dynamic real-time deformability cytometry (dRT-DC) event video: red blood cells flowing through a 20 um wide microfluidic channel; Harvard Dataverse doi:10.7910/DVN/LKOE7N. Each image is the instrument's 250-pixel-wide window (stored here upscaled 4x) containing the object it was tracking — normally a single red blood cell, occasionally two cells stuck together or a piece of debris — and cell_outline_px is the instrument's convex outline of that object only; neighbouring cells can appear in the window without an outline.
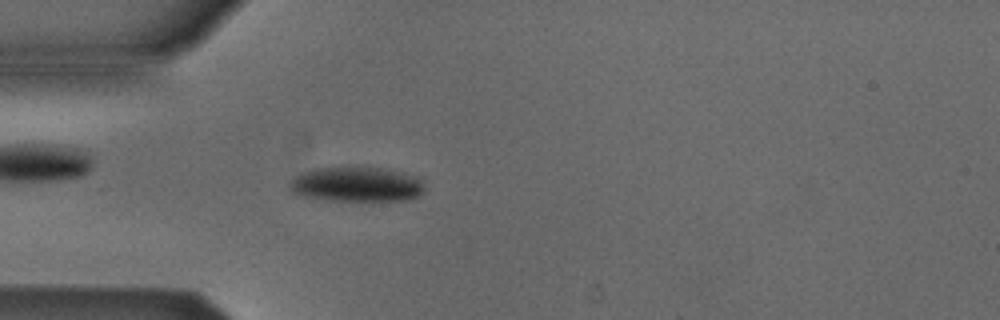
{"species": "Egyptian fruit bat (a non-hibernating species)", "species_latin": "Rousettus aegyptiacus", "temperature_condition": "cold", "stored_images_in_passage": 39, "camera_frame_rate_fps": 3000, "um_per_image_px": 0.085, "animal": {"sex": "male"}, "frame": {"image": 1, "passage_image": 7, "time_ms": 2.0, "image_size_px": [1000, 320], "cell_outline_px": [[424, 188], [416, 196], [404, 200], [328, 200], [308, 196], [292, 192], [288, 188], [288, 184], [296, 176], [304, 172], [316, 168], [388, 168], [420, 176], [424, 180]], "centroid_in_image_um": [30.37, 15.66], "position_along_channel_um": 54.6, "area_um2": 27.11}}
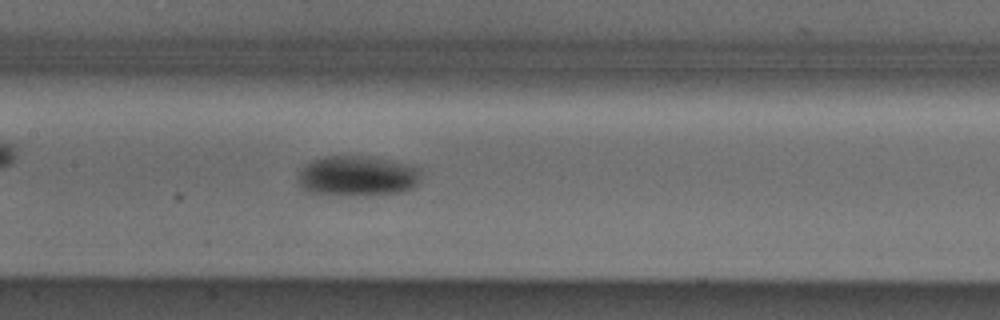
{"frame": {"image": 2, "passage_image": 17, "time_ms": 5.333, "image_size_px": [1000, 320], "cell_outline_px": [[424, 176], [412, 188], [404, 192], [364, 196], [332, 196], [308, 192], [300, 184], [300, 172], [312, 160], [328, 156], [360, 156], [388, 160], [408, 164], [420, 168]], "centroid_in_image_um": [30.45, 14.99], "position_along_channel_um": 177.0, "area_um2": 29.19}}
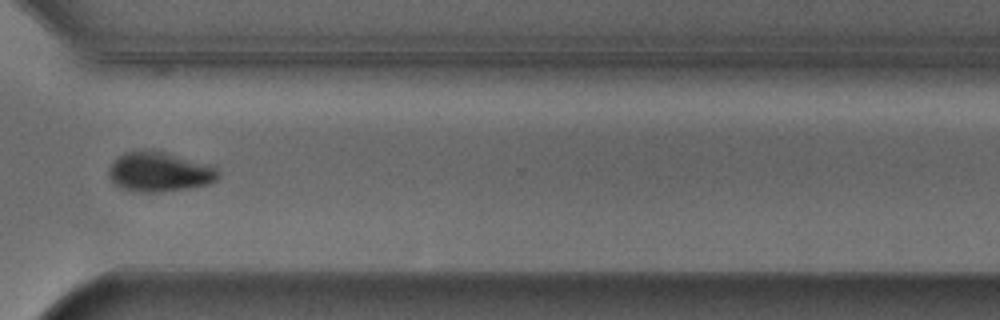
{"frame": {"image": 3, "passage_image": 31, "time_ms": 10.0, "image_size_px": [1000, 320], "cell_outline_px": [[220, 176], [216, 180], [208, 184], [188, 188], [160, 192], [140, 192], [120, 188], [108, 176], [108, 168], [112, 160], [116, 156], [124, 152], [144, 148], [152, 148], [216, 164], [220, 172]], "centroid_in_image_um": [13.58, 14.55], "position_along_channel_um": 357.0, "area_um2": 26.53}, "authors_computed_cell_mechanics": {"area_um2": 27.2816, "velocity_mm_per_s": 3.8583, "shape_relaxation_time_tau1_ms": 3.8498, "shape_relaxation_time_tau2_ms": null, "deformation_change_tau1": 0.1077, "deformation_change_tau2": null}}